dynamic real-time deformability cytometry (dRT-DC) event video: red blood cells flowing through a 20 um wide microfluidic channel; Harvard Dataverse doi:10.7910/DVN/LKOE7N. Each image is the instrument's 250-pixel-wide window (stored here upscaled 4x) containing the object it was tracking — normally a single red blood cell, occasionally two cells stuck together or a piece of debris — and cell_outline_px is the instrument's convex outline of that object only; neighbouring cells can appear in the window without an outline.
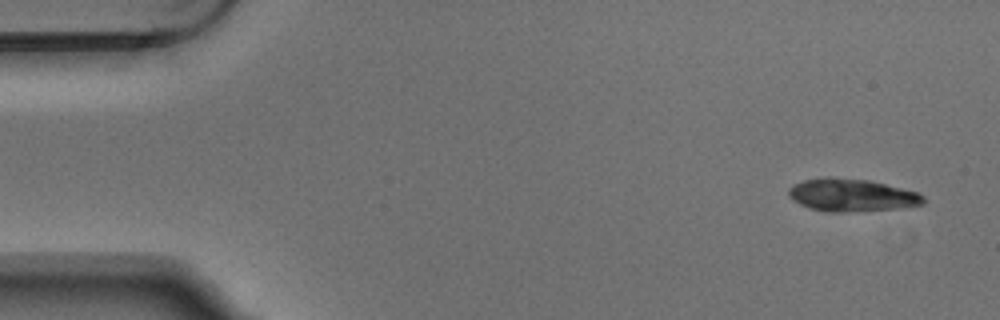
{"species": "Egyptian fruit bat (a non-hibernating species)", "species_latin": "Rousettus aegyptiacus", "temperature_condition": "warm", "stored_images_in_passage": 4, "camera_frame_rate_fps": 3000, "um_per_image_px": 0.085, "animal": {"sex": "male"}, "frame": {"image": 1, "passage_image": 1, "time_ms": 0.0, "image_size_px": [1000, 320], "cell_outline_px": [[924, 204], [900, 208], [840, 212], [828, 212], [808, 208], [792, 200], [788, 196], [788, 188], [792, 184], [804, 180], [828, 176], [832, 176], [868, 180], [920, 192], [924, 196]], "centroid_in_image_um": [72.36, 16.57], "position_along_channel_um": 12.6, "area_um2": 25.89}}
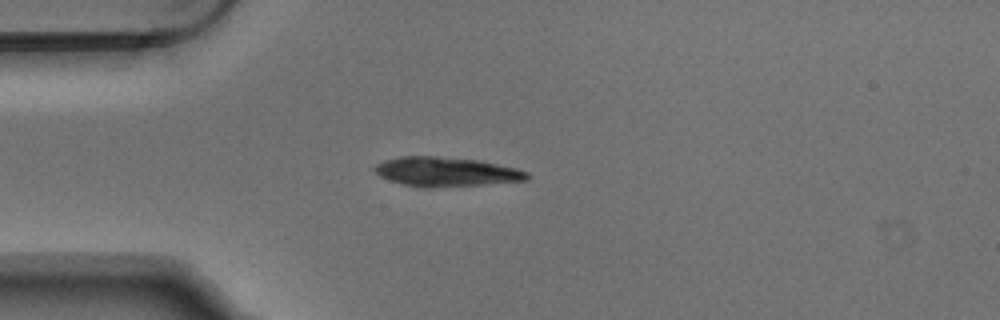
{"frame": {"image": 2, "passage_image": 4, "time_ms": 1.0, "image_size_px": [1000, 320], "cell_outline_px": [[532, 176], [528, 180], [480, 184], [428, 188], [404, 184], [380, 176], [372, 168], [376, 164], [384, 160], [400, 156], [436, 156], [480, 160], [516, 168], [528, 172]], "centroid_in_image_um": [37.93, 14.59], "position_along_channel_um": 47.1, "area_um2": 25.89}}